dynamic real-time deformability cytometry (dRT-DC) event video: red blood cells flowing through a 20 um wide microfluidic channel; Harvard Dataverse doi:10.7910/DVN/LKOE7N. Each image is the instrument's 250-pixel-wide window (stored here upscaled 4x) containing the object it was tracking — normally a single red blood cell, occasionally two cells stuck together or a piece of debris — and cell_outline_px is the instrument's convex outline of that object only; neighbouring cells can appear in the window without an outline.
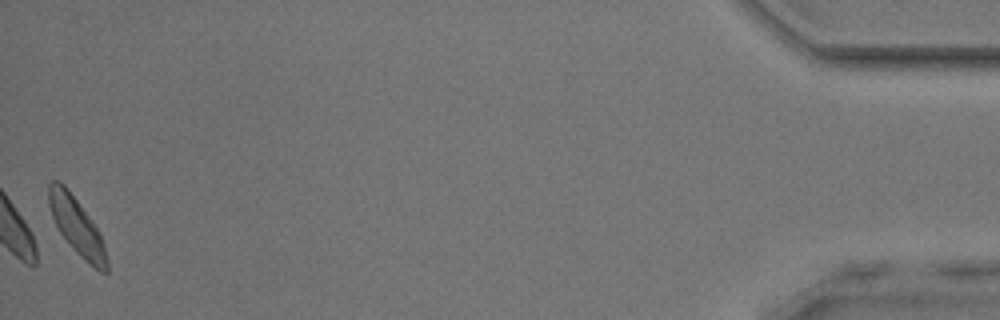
{"species": "common noctule bat (a hibernating species)", "species_latin": "Nyctalus noctula", "temperature_condition": "room temperature", "stored_images_in_passage": 45, "camera_frame_rate_fps": 3000, "um_per_image_px": 0.085, "animal": {"sex": "male", "body_mass_g": 17.9, "forearm_length_mm": 54.2}, "frame": {"image": 1, "passage_image": 45, "time_ms": 14.667, "image_size_px": [1000, 320], "cell_outline_px": [[108, 272], [100, 272], [88, 264], [76, 252], [60, 232], [52, 216], [48, 204], [48, 184], [52, 180], [60, 180], [64, 184], [76, 200], [96, 228], [104, 244], [108, 260]], "centroid_in_image_um": [6.51, 19.24], "position_along_channel_um": 428.7, "area_um2": 18.9}, "authors_computed_cell_mechanics": {"area_um2": 19.652, "velocity_mm_per_s": 4.008, "shape_relaxation_time_tau1_ms": 2.7036, "shape_relaxation_time_tau2_ms": 1.629, "deformation_change_tau1": 0.0691, "deformation_change_tau2": 0.0668}}